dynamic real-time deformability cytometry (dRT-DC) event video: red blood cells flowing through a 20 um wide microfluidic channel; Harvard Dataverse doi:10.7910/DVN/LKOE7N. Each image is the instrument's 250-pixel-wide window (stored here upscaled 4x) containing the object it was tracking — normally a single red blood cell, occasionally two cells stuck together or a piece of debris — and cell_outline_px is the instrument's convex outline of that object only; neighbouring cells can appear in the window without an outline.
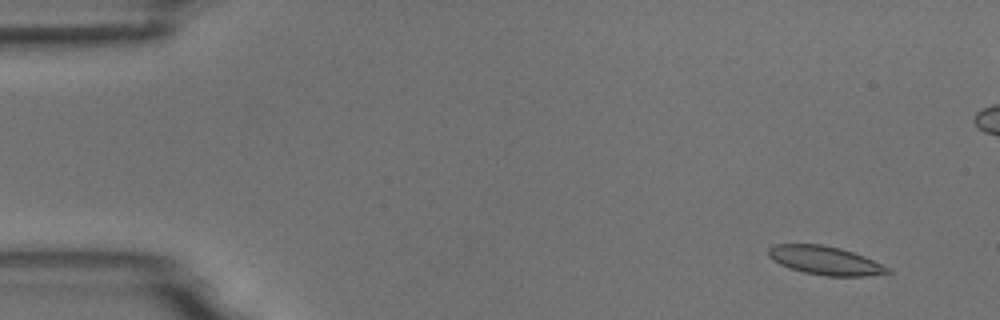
{"species": "common noctule bat (a hibernating species)", "species_latin": "Nyctalus noctula", "temperature_condition": "room temperature", "stored_images_in_passage": 7, "camera_frame_rate_fps": 3000, "um_per_image_px": 0.085, "animal": {"sex": "male", "body_mass_g": 18.8}, "frame": {"image": 1, "passage_image": 1, "time_ms": 0.0, "image_size_px": [1000, 320], "cell_outline_px": [[892, 272], [868, 276], [824, 276], [804, 272], [788, 268], [772, 260], [768, 256], [768, 248], [772, 244], [820, 244], [840, 248], [864, 256], [892, 268]], "centroid_in_image_um": [70.13, 22.14], "position_along_channel_um": 14.9, "area_um2": 20.06}}